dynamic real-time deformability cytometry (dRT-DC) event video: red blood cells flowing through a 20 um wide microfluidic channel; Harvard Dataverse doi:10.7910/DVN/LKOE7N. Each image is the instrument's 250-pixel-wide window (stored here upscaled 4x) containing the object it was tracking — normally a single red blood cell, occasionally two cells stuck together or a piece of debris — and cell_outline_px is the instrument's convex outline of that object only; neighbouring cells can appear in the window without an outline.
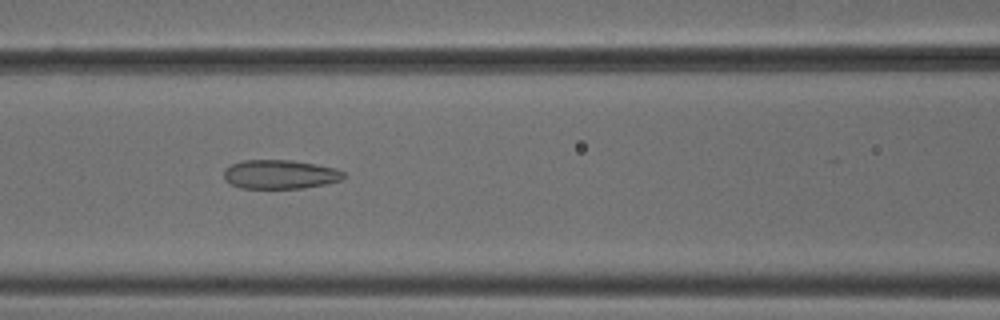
{"species": "common noctule bat (a hibernating species)", "species_latin": "Nyctalus noctula", "temperature_condition": "cold", "stored_images_in_passage": 44, "camera_frame_rate_fps": 3000, "um_per_image_px": 0.085, "animal": {"sex": "male", "body_mass_g": 18.8}, "frame": {"image": 1, "passage_image": 16, "time_ms": 5.0, "image_size_px": [1000, 320], "cell_outline_px": [[344, 176], [340, 180], [324, 184], [304, 188], [240, 188], [224, 180], [224, 168], [232, 164], [244, 160], [292, 160], [316, 164], [336, 168], [344, 172]], "centroid_in_image_um": [23.78, 14.81], "position_along_channel_um": 142.8, "area_um2": 20.23}}
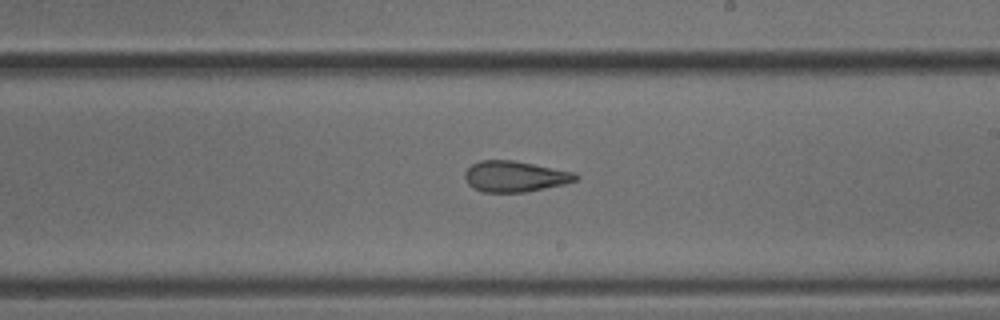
{"frame": {"image": 2, "passage_image": 24, "time_ms": 7.667, "image_size_px": [1000, 320], "cell_outline_px": [[580, 176], [576, 180], [564, 184], [524, 192], [484, 192], [472, 188], [468, 184], [464, 176], [464, 172], [472, 164], [480, 160], [512, 160], [576, 172]], "centroid_in_image_um": [43.76, 14.99], "position_along_channel_um": 245.2, "area_um2": 19.94}}
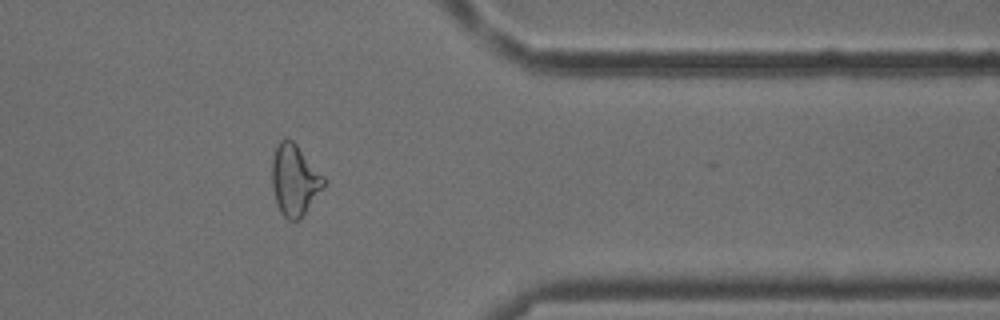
{"frame": {"image": 3, "passage_image": 36, "time_ms": 11.667, "image_size_px": [1000, 320], "cell_outline_px": [[324, 184], [300, 220], [288, 220], [284, 216], [276, 200], [272, 188], [272, 156], [276, 144], [280, 140], [292, 140], [296, 144], [324, 176]], "centroid_in_image_um": [25.01, 15.28], "position_along_channel_um": 386.4, "area_um2": 20.98}}